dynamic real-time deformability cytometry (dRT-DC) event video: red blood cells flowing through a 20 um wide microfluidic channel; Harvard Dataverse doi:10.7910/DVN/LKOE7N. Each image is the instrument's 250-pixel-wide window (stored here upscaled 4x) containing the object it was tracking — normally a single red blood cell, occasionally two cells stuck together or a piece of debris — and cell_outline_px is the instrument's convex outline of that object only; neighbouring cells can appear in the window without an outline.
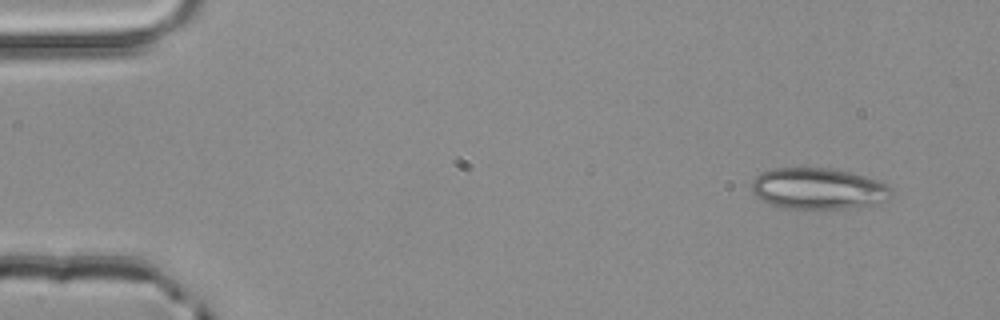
{"species": "common noctule bat (a hibernating species)", "species_latin": "Nyctalus noctula", "temperature_condition": "room temperature", "stored_images_in_passage": 4, "camera_frame_rate_fps": 3000, "um_per_image_px": 0.085, "animal": {"sex": "male", "body_mass_g": 20.4}, "frame": {"image": 1, "passage_image": 1, "time_ms": 0.0, "image_size_px": [1000, 320], "cell_outline_px": [[892, 196], [888, 200], [876, 204], [844, 208], [784, 208], [768, 204], [760, 200], [752, 192], [752, 180], [760, 172], [772, 168], [828, 168], [848, 172], [880, 180], [888, 184], [892, 188]], "centroid_in_image_um": [69.55, 16.03], "position_along_channel_um": 15.4, "area_um2": 33.81}}
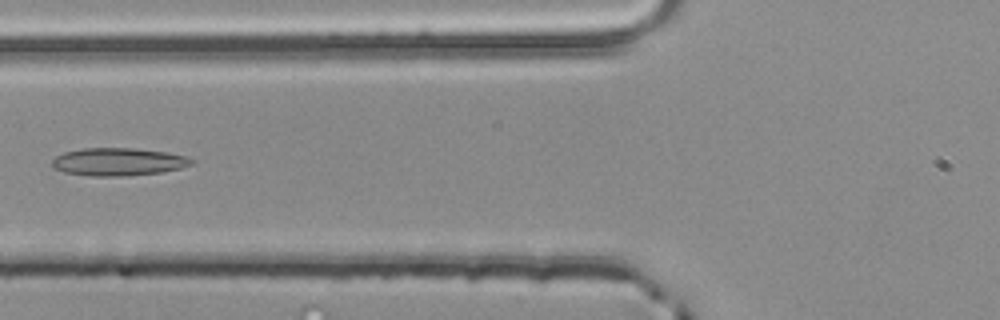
{"frame": {"image": 2, "passage_image": 4, "time_ms": 1.0, "image_size_px": [1000, 320], "cell_outline_px": [[196, 160], [192, 164], [180, 168], [160, 172], [124, 176], [92, 176], [64, 172], [52, 168], [52, 160], [56, 156], [64, 152], [84, 148], [136, 148], [168, 152], [188, 156]], "centroid_in_image_um": [10.07, 13.74], "position_along_channel_um": 115.7, "area_um2": 22.72}}